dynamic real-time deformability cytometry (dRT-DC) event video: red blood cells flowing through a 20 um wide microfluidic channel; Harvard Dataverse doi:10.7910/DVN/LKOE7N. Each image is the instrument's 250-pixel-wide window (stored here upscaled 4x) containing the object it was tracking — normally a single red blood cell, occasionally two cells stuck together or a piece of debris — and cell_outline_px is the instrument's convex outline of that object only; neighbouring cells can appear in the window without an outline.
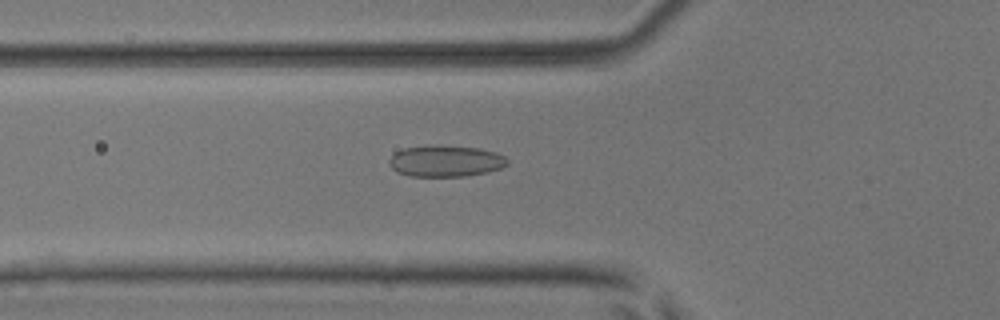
{"species": "common noctule bat (a hibernating species)", "species_latin": "Nyctalus noctula", "temperature_condition": "room temperature", "stored_images_in_passage": 54, "camera_frame_rate_fps": 3000, "um_per_image_px": 0.085, "animal": {"sex": "male", "body_mass_g": 17.9, "forearm_length_mm": 54.2}, "frame": {"image": 1, "passage_image": 20, "time_ms": 6.333, "image_size_px": [1000, 320], "cell_outline_px": [[508, 164], [500, 168], [488, 172], [468, 176], [408, 176], [396, 172], [388, 164], [388, 160], [396, 152], [404, 148], [480, 148], [496, 152], [504, 156], [508, 160]], "centroid_in_image_um": [37.9, 13.75], "position_along_channel_um": 87.9, "area_um2": 20.81}}
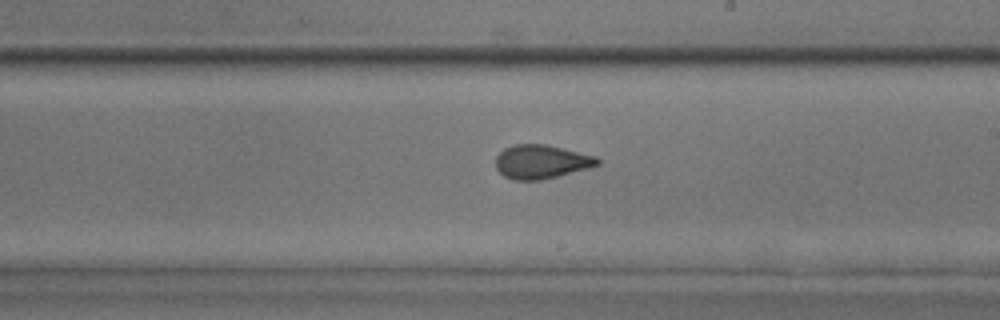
{"frame": {"image": 2, "passage_image": 32, "time_ms": 10.333, "image_size_px": [1000, 320], "cell_outline_px": [[600, 164], [588, 168], [540, 180], [512, 180], [504, 176], [496, 168], [496, 156], [504, 148], [516, 144], [544, 144], [596, 156], [600, 160]], "centroid_in_image_um": [45.99, 13.75], "position_along_channel_um": 243.0, "area_um2": 19.88}}
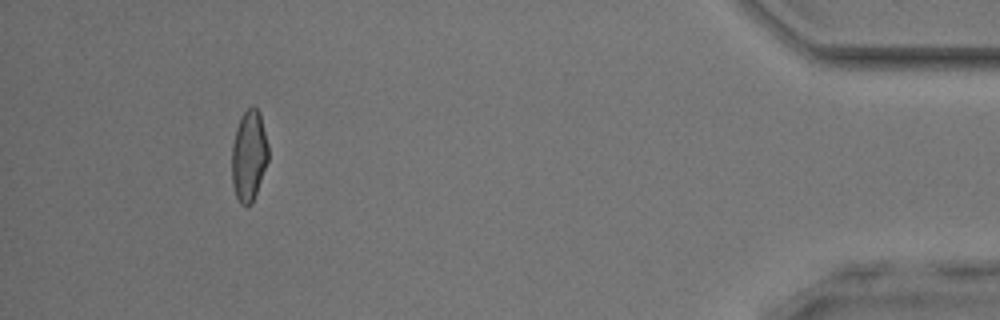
{"frame": {"image": 3, "passage_image": 50, "time_ms": 16.333, "image_size_px": [1000, 320], "cell_outline_px": [[268, 160], [252, 204], [240, 204], [236, 196], [232, 184], [232, 144], [236, 128], [240, 116], [252, 104], [260, 112], [268, 144]], "centroid_in_image_um": [21.15, 13.2], "position_along_channel_um": 414.0, "area_um2": 19.36}, "authors_computed_cell_mechanics": {"area_um2": 20.23, "velocity_mm_per_s": 3.8776, "shape_relaxation_time_tau1_ms": 7.4645, "shape_relaxation_time_tau2_ms": 1.3282, "deformation_change_tau1": 0.1701, "deformation_change_tau2": 0.0848}}